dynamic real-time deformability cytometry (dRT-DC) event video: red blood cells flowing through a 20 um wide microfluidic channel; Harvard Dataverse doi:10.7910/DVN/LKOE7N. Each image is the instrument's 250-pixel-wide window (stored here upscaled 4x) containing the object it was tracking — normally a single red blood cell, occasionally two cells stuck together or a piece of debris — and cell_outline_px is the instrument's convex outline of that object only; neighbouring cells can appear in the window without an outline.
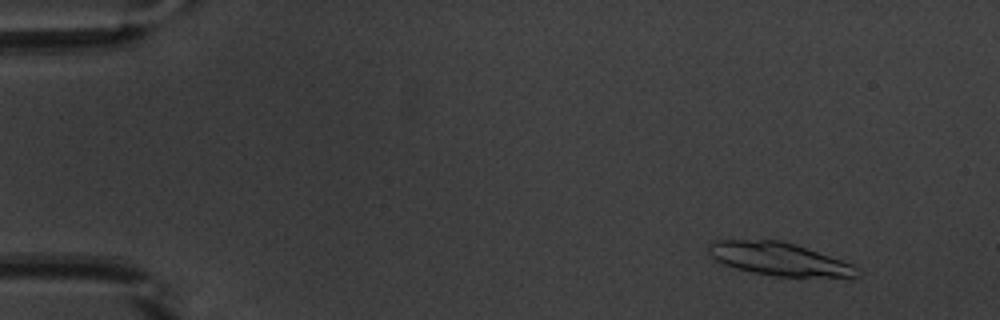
{"species": "common noctule bat (a hibernating species)", "species_latin": "Nyctalus noctula", "temperature_condition": "warm", "stored_images_in_passage": 53, "segment_of_instrument_passage": [1, 2], "camera_frame_rate_fps": 3000, "um_per_image_px": 0.085, "animal": {"sex": "male", "body_mass_g": 20.1, "forearm_length_mm": 53.5}, "frame": {"image": 1, "passage_image": 6, "time_ms": 1.667, "image_size_px": [1000, 320], "cell_outline_px": [[860, 276], [776, 276], [752, 272], [736, 268], [724, 264], [716, 260], [708, 252], [708, 244], [712, 240], [780, 240], [796, 244], [852, 264]], "centroid_in_image_um": [66.13, 21.99], "position_along_channel_um": 18.9, "area_um2": 27.98}}